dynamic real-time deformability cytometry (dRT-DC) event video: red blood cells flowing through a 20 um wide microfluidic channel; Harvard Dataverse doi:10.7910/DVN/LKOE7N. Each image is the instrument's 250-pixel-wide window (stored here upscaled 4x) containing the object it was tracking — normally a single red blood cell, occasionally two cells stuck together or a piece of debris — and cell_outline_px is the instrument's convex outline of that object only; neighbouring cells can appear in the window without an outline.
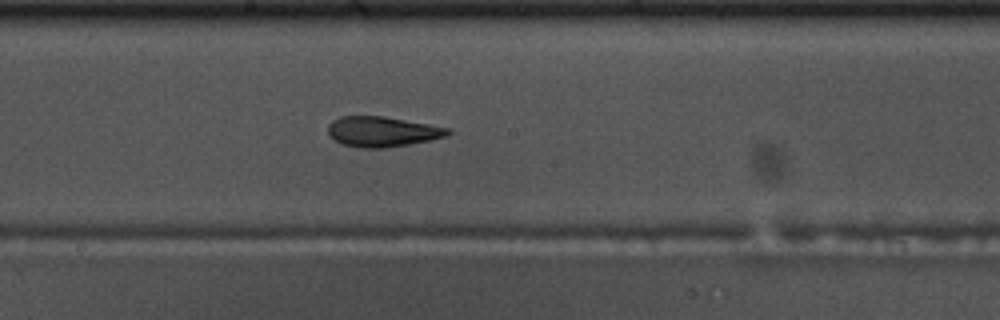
{"species": "common noctule bat (a hibernating species)", "species_latin": "Nyctalus noctula", "temperature_condition": "warm", "stored_images_in_passage": 54, "camera_frame_rate_fps": 3000, "um_per_image_px": 0.085, "animal": {"sex": "male", "body_mass_g": 17.5, "forearm_length_mm": 52.3}, "frame": {"image": 1, "passage_image": 29, "time_ms": 9.333, "image_size_px": [1000, 320], "cell_outline_px": [[452, 132], [448, 136], [408, 144], [384, 148], [360, 148], [340, 144], [328, 132], [328, 124], [332, 120], [340, 116], [384, 116], [452, 128]], "centroid_in_image_um": [32.51, 11.18], "position_along_channel_um": 215.7, "area_um2": 21.21}}
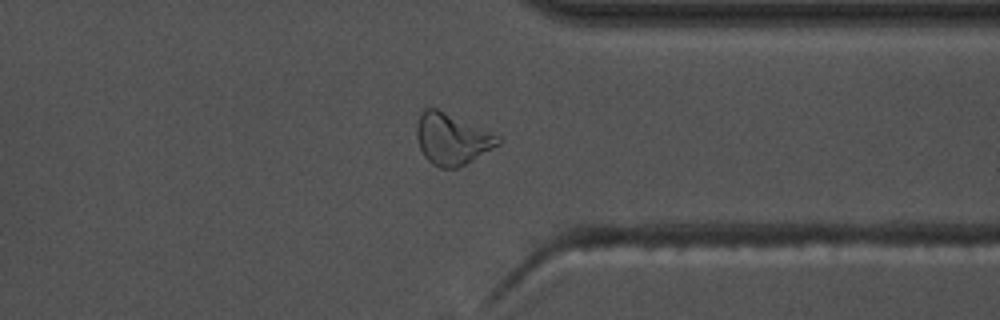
{"frame": {"image": 2, "passage_image": 42, "time_ms": 13.667, "image_size_px": [1000, 320], "cell_outline_px": [[500, 144], [464, 164], [456, 168], [440, 168], [432, 164], [424, 156], [420, 148], [416, 136], [416, 124], [420, 112], [424, 108], [436, 108], [500, 136]], "centroid_in_image_um": [38.37, 11.81], "position_along_channel_um": 373.0, "area_um2": 24.04}}
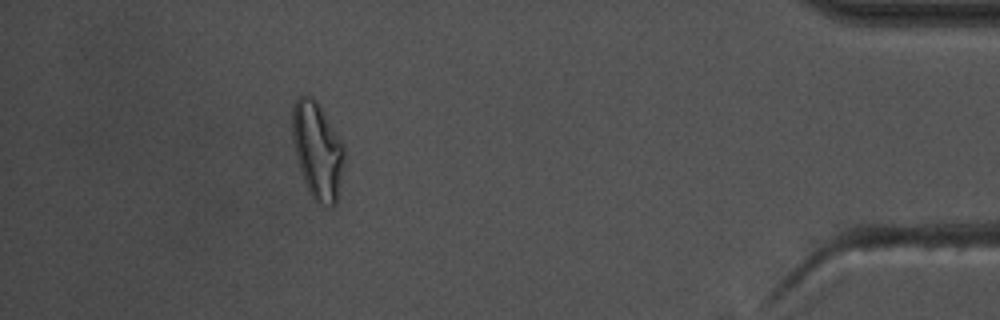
{"frame": {"image": 3, "passage_image": 49, "time_ms": 16.0, "image_size_px": [1000, 320], "cell_outline_px": [[344, 164], [336, 204], [332, 208], [316, 204], [312, 200], [308, 192], [296, 156], [292, 140], [292, 104], [300, 96], [308, 96], [316, 100], [344, 144]], "centroid_in_image_um": [26.98, 12.85], "position_along_channel_um": 408.2, "area_um2": 29.59}, "authors_computed_cell_mechanics": {"area_um2": 22.0507, "velocity_mm_per_s": 3.6841, "shape_relaxation_time_tau1_ms": null, "shape_relaxation_time_tau2_ms": 2.0704, "deformation_change_tau1": null, "deformation_change_tau2": 0.1032}}